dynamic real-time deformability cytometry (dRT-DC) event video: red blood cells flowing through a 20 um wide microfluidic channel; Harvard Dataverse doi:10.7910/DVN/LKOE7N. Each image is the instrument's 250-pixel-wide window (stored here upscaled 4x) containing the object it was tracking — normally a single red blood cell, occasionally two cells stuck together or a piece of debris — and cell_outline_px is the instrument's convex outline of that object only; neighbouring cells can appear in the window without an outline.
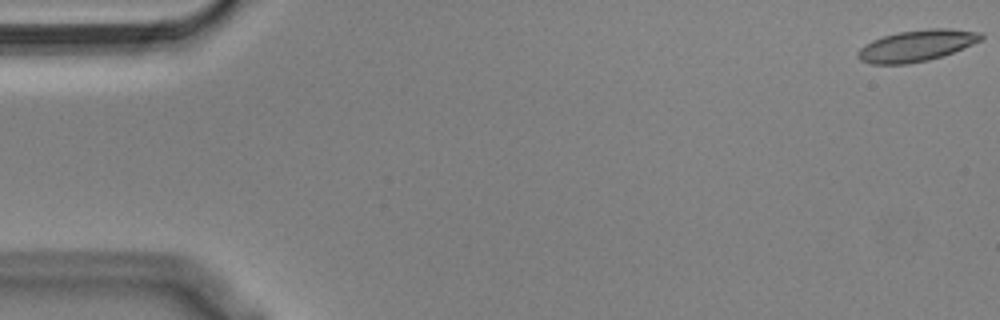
{"species": "Egyptian fruit bat (a non-hibernating species)", "species_latin": "Rousettus aegyptiacus", "temperature_condition": "cold", "stored_images_in_passage": 55, "camera_frame_rate_fps": 3000, "um_per_image_px": 0.085, "animal": {"sex": "male"}, "frame": {"image": 1, "passage_image": 1, "time_ms": 0.0, "image_size_px": [1000, 320], "cell_outline_px": [[984, 36], [980, 40], [972, 44], [952, 52], [928, 60], [908, 64], [872, 64], [860, 60], [856, 56], [856, 52], [864, 44], [872, 40], [896, 32], [928, 28], [948, 28], [980, 32]], "centroid_in_image_um": [77.86, 3.87], "position_along_channel_um": 7.1, "area_um2": 22.48}}
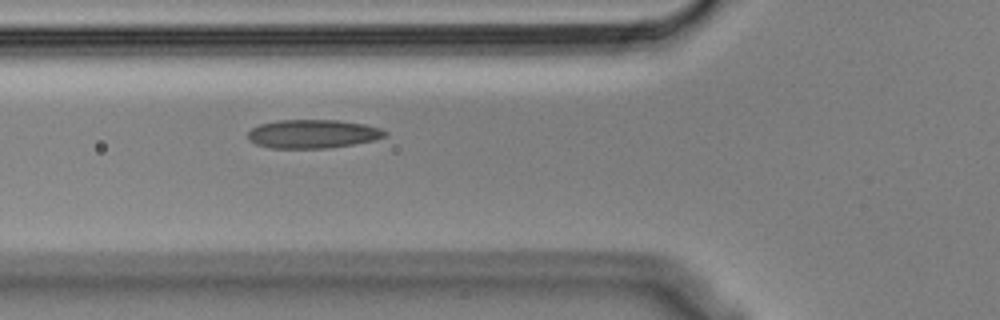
{"frame": {"image": 2, "passage_image": 20, "time_ms": 6.333, "image_size_px": [1000, 320], "cell_outline_px": [[388, 136], [376, 140], [328, 148], [268, 148], [256, 144], [248, 140], [248, 132], [252, 128], [260, 124], [276, 120], [336, 120], [364, 124], [380, 128], [388, 132]], "centroid_in_image_um": [26.59, 11.38], "position_along_channel_um": 99.2, "area_um2": 23.0}}
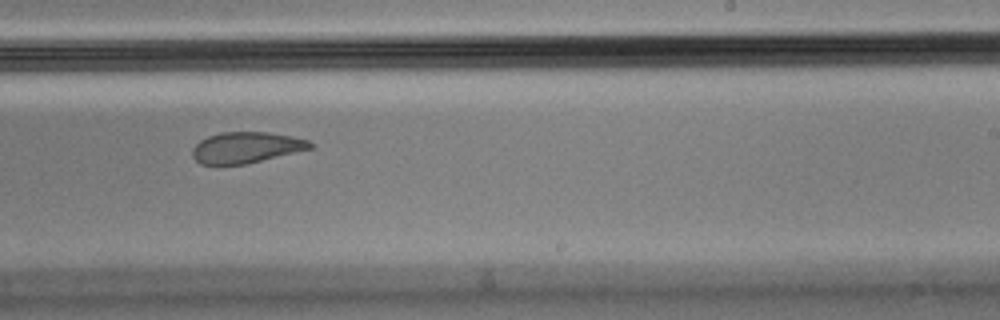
{"frame": {"image": 3, "passage_image": 34, "time_ms": 11.0, "image_size_px": [1000, 320], "cell_outline_px": [[316, 144], [312, 148], [244, 164], [200, 164], [192, 156], [192, 148], [200, 140], [208, 136], [220, 132], [268, 132], [292, 136], [308, 140]], "centroid_in_image_um": [20.92, 12.52], "position_along_channel_um": 268.1, "area_um2": 21.15}, "authors_computed_cell_mechanics": {"area_um2": 23.12, "velocity_mm_per_s": 3.6137, "shape_relaxation_time_tau1_ms": 10.1293, "shape_relaxation_time_tau2_ms": 2.0491, "deformation_change_tau1": 0.2088, "deformation_change_tau2": 0.064}}